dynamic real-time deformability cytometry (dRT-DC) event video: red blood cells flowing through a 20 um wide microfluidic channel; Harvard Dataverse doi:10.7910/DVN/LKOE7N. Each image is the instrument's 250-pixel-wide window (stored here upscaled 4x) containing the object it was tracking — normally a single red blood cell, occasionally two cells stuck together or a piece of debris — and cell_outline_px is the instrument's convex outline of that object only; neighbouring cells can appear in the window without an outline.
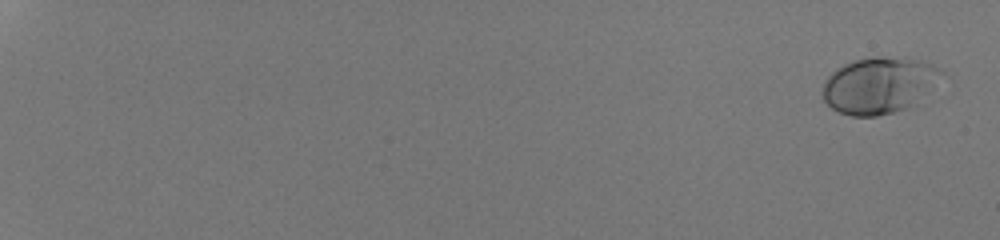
{"species": "human", "species_latin": "Homo sapiens", "temperature_condition": "room temperature", "stored_images_in_passage": 54, "camera_frame_rate_fps": 3000, "um_per_image_px": 0.085, "donor": {"sex": "male"}, "frame": {"image": 1, "passage_image": 2, "time_ms": 0.333, "image_size_px": [1000, 240], "cell_outline_px": [[944, 72], [908, 108], [876, 116], [852, 116], [840, 112], [832, 108], [824, 100], [820, 92], [828, 76], [836, 68], [852, 60], [876, 56], [904, 56], [920, 60], [932, 64]], "centroid_in_image_um": [74.64, 7.21], "position_along_channel_um": 10.4, "area_um2": 38.67}}
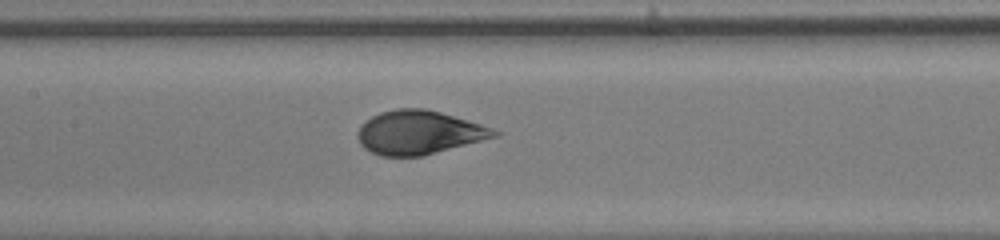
{"frame": {"image": 2, "passage_image": 32, "time_ms": 10.333, "image_size_px": [1000, 240], "cell_outline_px": [[504, 132], [500, 136], [420, 156], [380, 156], [364, 148], [360, 144], [356, 136], [356, 132], [360, 124], [372, 116], [380, 112], [396, 108], [424, 108], [440, 112], [468, 120]], "centroid_in_image_um": [35.6, 11.25], "position_along_channel_um": 171.8, "area_um2": 34.97}}
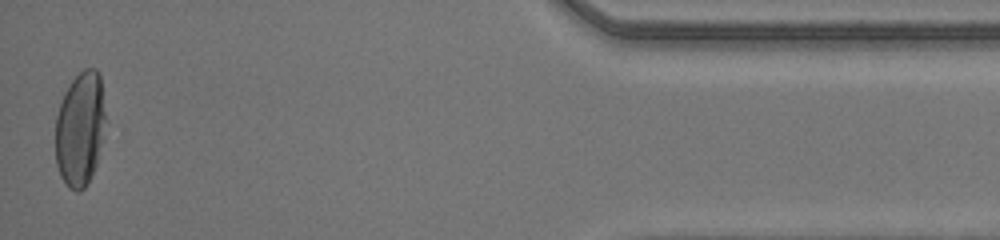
{"frame": {"image": 3, "passage_image": 54, "time_ms": 17.667, "image_size_px": [1000, 240], "cell_outline_px": [[104, 120], [100, 144], [96, 164], [84, 188], [80, 192], [76, 192], [68, 188], [64, 184], [60, 176], [56, 164], [56, 116], [64, 92], [72, 80], [84, 68], [96, 68], [100, 76], [104, 112]], "centroid_in_image_um": [6.77, 10.97], "position_along_channel_um": 428.4, "area_um2": 32.95}, "authors_computed_cell_mechanics": {"area_um2": 35.547, "velocity_mm_per_s": 4.2312, "shape_relaxation_time_tau1_ms": 3.5604, "shape_relaxation_time_tau2_ms": null, "deformation_change_tau1": 0.1684, "deformation_change_tau2": null}}